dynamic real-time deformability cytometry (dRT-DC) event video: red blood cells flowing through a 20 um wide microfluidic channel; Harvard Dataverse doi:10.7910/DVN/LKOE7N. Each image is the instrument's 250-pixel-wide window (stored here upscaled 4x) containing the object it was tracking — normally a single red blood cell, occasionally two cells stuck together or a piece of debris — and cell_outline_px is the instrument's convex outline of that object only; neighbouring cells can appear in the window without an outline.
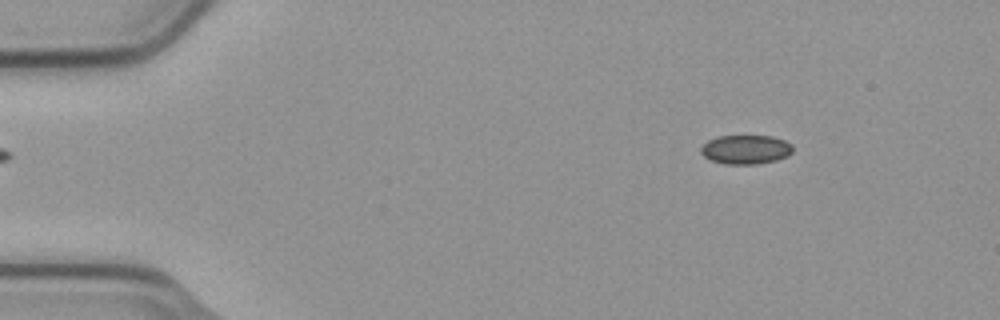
{"species": "common noctule bat (a hibernating species)", "species_latin": "Nyctalus noctula", "temperature_condition": "cold", "stored_images_in_passage": 48, "camera_frame_rate_fps": 3000, "um_per_image_px": 0.085, "animal": {"sex": "male", "body_mass_g": 23.1, "forearm_length_mm": 52.7}, "frame": {"image": 1, "passage_image": 1, "time_ms": 0.0, "image_size_px": [1000, 320], "cell_outline_px": [[792, 152], [788, 156], [776, 160], [756, 164], [724, 164], [712, 160], [704, 156], [700, 152], [700, 148], [708, 140], [716, 136], [772, 136], [784, 140], [792, 144]], "centroid_in_image_um": [63.39, 12.7], "position_along_channel_um": 21.6, "area_um2": 15.61}}
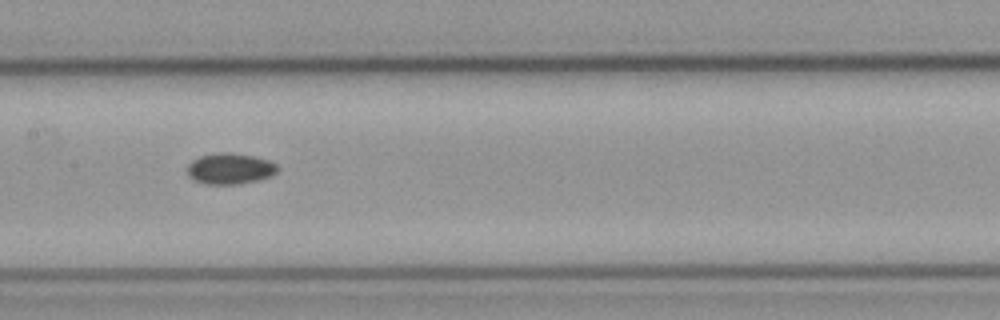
{"frame": {"image": 2, "passage_image": 21, "time_ms": 6.667, "image_size_px": [1000, 320], "cell_outline_px": [[280, 168], [272, 176], [240, 184], [204, 184], [188, 176], [188, 164], [192, 160], [200, 156], [220, 152], [232, 152], [256, 156], [268, 160], [276, 164]], "centroid_in_image_um": [19.57, 14.32], "position_along_channel_um": 187.8, "area_um2": 16.42}}
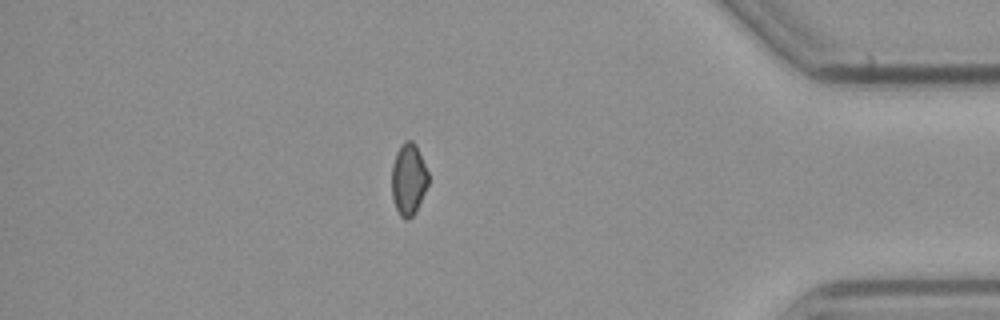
{"frame": {"image": 3, "passage_image": 41, "time_ms": 13.333, "image_size_px": [1000, 320], "cell_outline_px": [[428, 184], [416, 212], [408, 220], [404, 220], [400, 216], [396, 208], [392, 196], [392, 164], [396, 152], [400, 144], [404, 140], [412, 140], [416, 144], [428, 172]], "centroid_in_image_um": [34.72, 15.23], "position_along_channel_um": 400.5, "area_um2": 15.43}}